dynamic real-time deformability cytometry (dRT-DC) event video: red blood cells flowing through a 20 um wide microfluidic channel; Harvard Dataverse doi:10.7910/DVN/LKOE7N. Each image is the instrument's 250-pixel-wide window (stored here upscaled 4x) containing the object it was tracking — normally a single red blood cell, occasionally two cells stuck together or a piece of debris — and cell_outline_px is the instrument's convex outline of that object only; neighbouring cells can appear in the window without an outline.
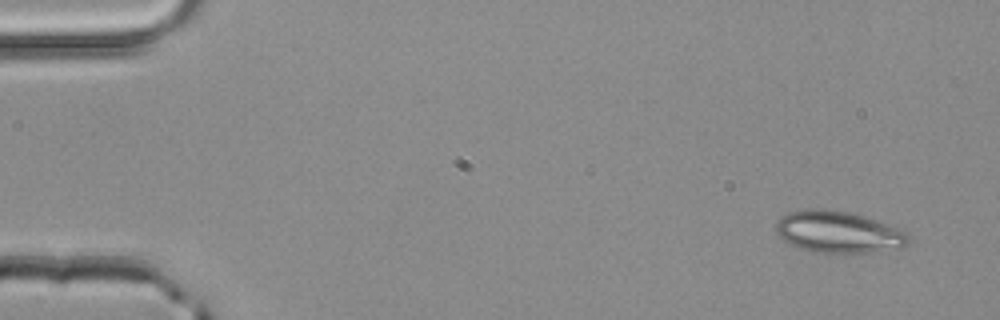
{"species": "common noctule bat (a hibernating species)", "species_latin": "Nyctalus noctula", "temperature_condition": "room temperature", "stored_images_in_passage": 49, "segment_of_instrument_passage": [1, 2], "camera_frame_rate_fps": 3000, "um_per_image_px": 0.085, "animal": {"sex": "male", "body_mass_g": 20.4}, "frame": {"image": 1, "passage_image": 1, "time_ms": 0.0, "image_size_px": [1000, 320], "cell_outline_px": [[908, 244], [904, 248], [880, 252], [816, 252], [800, 248], [784, 240], [776, 232], [776, 220], [780, 216], [788, 212], [808, 208], [824, 208], [848, 212], [864, 216], [896, 228], [904, 232], [908, 236]], "centroid_in_image_um": [71.24, 19.71], "position_along_channel_um": 13.8, "area_um2": 32.14}}
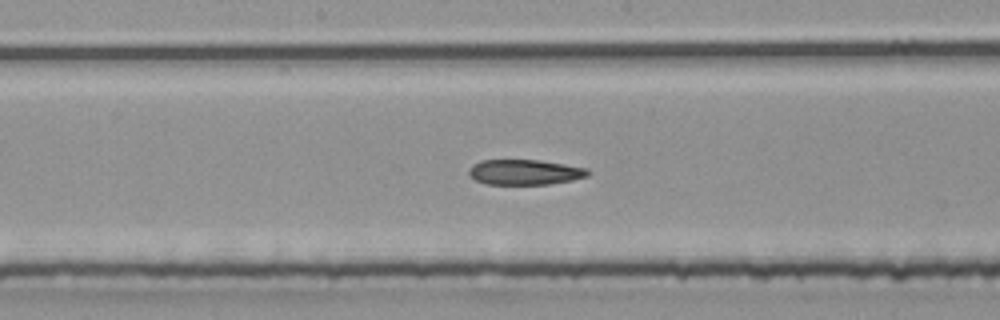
{"frame": {"image": 2, "passage_image": 24, "time_ms": 7.667, "image_size_px": [1000, 320], "cell_outline_px": [[588, 176], [572, 180], [548, 184], [488, 184], [476, 180], [468, 172], [468, 168], [472, 164], [480, 160], [540, 160], [588, 168]], "centroid_in_image_um": [44.59, 14.62], "position_along_channel_um": 203.6, "area_um2": 17.46}}
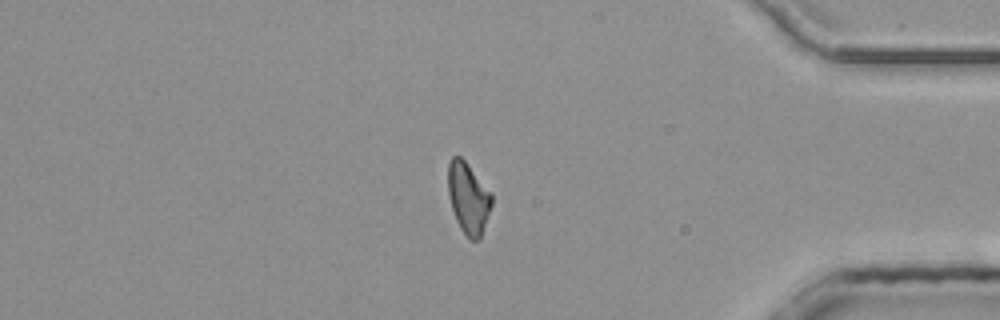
{"frame": {"image": 3, "passage_image": 40, "time_ms": 13.0, "image_size_px": [1000, 320], "cell_outline_px": [[492, 204], [480, 240], [468, 240], [460, 228], [456, 220], [452, 208], [448, 192], [448, 164], [452, 156], [460, 156], [464, 160], [492, 192]], "centroid_in_image_um": [39.81, 16.86], "position_along_channel_um": 395.4, "area_um2": 18.21}}